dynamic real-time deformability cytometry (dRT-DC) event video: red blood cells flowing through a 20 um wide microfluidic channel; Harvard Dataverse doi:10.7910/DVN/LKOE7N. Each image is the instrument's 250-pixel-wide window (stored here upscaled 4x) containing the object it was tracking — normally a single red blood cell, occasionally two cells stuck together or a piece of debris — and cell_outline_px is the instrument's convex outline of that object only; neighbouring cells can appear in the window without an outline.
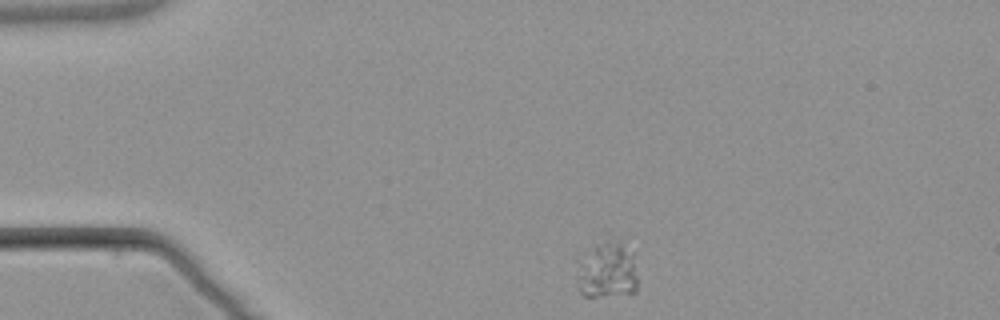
{"species": "common noctule bat (a hibernating species)", "species_latin": "Nyctalus noctula", "temperature_condition": "warm", "stored_images_in_passage": 3, "camera_frame_rate_fps": 3000, "um_per_image_px": 0.085, "animal": {"sex": "male", "body_mass_g": 21.5, "forearm_length_mm": 52.0}, "frame": {"image": 1, "passage_image": 1, "time_ms": 0.0, "image_size_px": [1000, 320], "cell_outline_px": [[636, 292], [628, 296], [584, 296], [576, 288], [576, 252], [616, 236], [632, 252], [636, 276]], "centroid_in_image_um": [51.51, 22.93], "position_along_channel_um": 33.5, "area_um2": 21.62}}
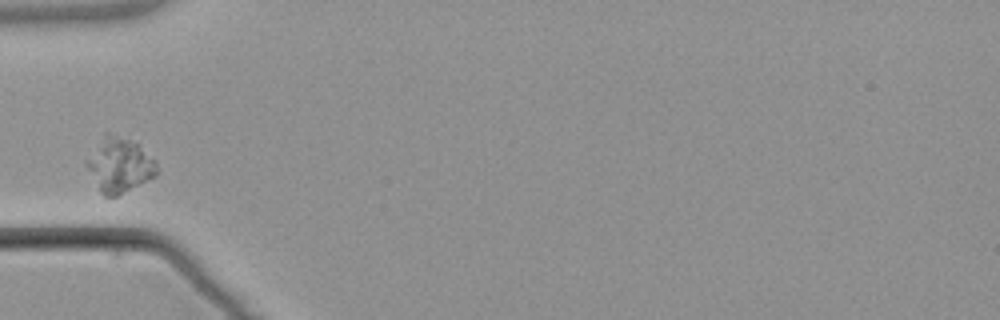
{"frame": {"image": 2, "passage_image": 3, "time_ms": 2.667, "image_size_px": [1000, 320], "cell_outline_px": [[156, 176], [116, 196], [104, 196], [100, 192], [84, 164], [84, 160], [104, 132], [108, 132], [128, 140], [136, 144], [156, 160]], "centroid_in_image_um": [10.09, 14.02], "position_along_channel_um": 74.9, "area_um2": 22.2}}